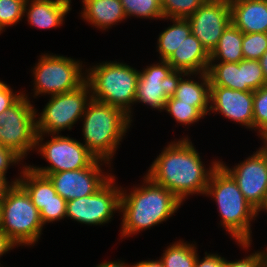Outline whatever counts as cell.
Returning <instances> with one entry per match:
<instances>
[{"instance_id": "cell-1", "label": "cell", "mask_w": 267, "mask_h": 267, "mask_svg": "<svg viewBox=\"0 0 267 267\" xmlns=\"http://www.w3.org/2000/svg\"><path fill=\"white\" fill-rule=\"evenodd\" d=\"M190 137L168 143L146 172L153 182L171 191L184 203L190 195H205L210 177L219 160L206 168Z\"/></svg>"}, {"instance_id": "cell-2", "label": "cell", "mask_w": 267, "mask_h": 267, "mask_svg": "<svg viewBox=\"0 0 267 267\" xmlns=\"http://www.w3.org/2000/svg\"><path fill=\"white\" fill-rule=\"evenodd\" d=\"M183 204L171 191L144 175L143 183L133 185L129 193L121 188V239L167 221Z\"/></svg>"}, {"instance_id": "cell-3", "label": "cell", "mask_w": 267, "mask_h": 267, "mask_svg": "<svg viewBox=\"0 0 267 267\" xmlns=\"http://www.w3.org/2000/svg\"><path fill=\"white\" fill-rule=\"evenodd\" d=\"M206 196L216 202L220 225L231 234L233 240L248 251L252 245L251 222L258 216L257 210L245 199L236 181L219 164L213 171L206 189Z\"/></svg>"}, {"instance_id": "cell-4", "label": "cell", "mask_w": 267, "mask_h": 267, "mask_svg": "<svg viewBox=\"0 0 267 267\" xmlns=\"http://www.w3.org/2000/svg\"><path fill=\"white\" fill-rule=\"evenodd\" d=\"M81 119L84 145L96 159L111 164L131 126L128 115L122 109L91 99Z\"/></svg>"}, {"instance_id": "cell-5", "label": "cell", "mask_w": 267, "mask_h": 267, "mask_svg": "<svg viewBox=\"0 0 267 267\" xmlns=\"http://www.w3.org/2000/svg\"><path fill=\"white\" fill-rule=\"evenodd\" d=\"M85 69L92 99L122 109L133 122L139 70L117 61H103Z\"/></svg>"}, {"instance_id": "cell-6", "label": "cell", "mask_w": 267, "mask_h": 267, "mask_svg": "<svg viewBox=\"0 0 267 267\" xmlns=\"http://www.w3.org/2000/svg\"><path fill=\"white\" fill-rule=\"evenodd\" d=\"M43 223L39 210L19 183L11 184L2 199L0 229L19 246H34L40 239Z\"/></svg>"}, {"instance_id": "cell-7", "label": "cell", "mask_w": 267, "mask_h": 267, "mask_svg": "<svg viewBox=\"0 0 267 267\" xmlns=\"http://www.w3.org/2000/svg\"><path fill=\"white\" fill-rule=\"evenodd\" d=\"M34 65L31 68L34 98L42 94L52 96L70 92L86 82L83 61L71 57L42 53Z\"/></svg>"}, {"instance_id": "cell-8", "label": "cell", "mask_w": 267, "mask_h": 267, "mask_svg": "<svg viewBox=\"0 0 267 267\" xmlns=\"http://www.w3.org/2000/svg\"><path fill=\"white\" fill-rule=\"evenodd\" d=\"M49 97L42 112L39 114L36 110L37 134H60L66 129L71 130L81 120L92 99L87 82L73 91Z\"/></svg>"}, {"instance_id": "cell-9", "label": "cell", "mask_w": 267, "mask_h": 267, "mask_svg": "<svg viewBox=\"0 0 267 267\" xmlns=\"http://www.w3.org/2000/svg\"><path fill=\"white\" fill-rule=\"evenodd\" d=\"M44 136L50 140L44 142ZM43 156L48 166L28 165L38 174H51L67 170H77L90 166L96 157L78 140L61 134H37L35 151Z\"/></svg>"}, {"instance_id": "cell-10", "label": "cell", "mask_w": 267, "mask_h": 267, "mask_svg": "<svg viewBox=\"0 0 267 267\" xmlns=\"http://www.w3.org/2000/svg\"><path fill=\"white\" fill-rule=\"evenodd\" d=\"M23 96L6 111L0 114V145L13 150L23 160L35 150L36 108Z\"/></svg>"}, {"instance_id": "cell-11", "label": "cell", "mask_w": 267, "mask_h": 267, "mask_svg": "<svg viewBox=\"0 0 267 267\" xmlns=\"http://www.w3.org/2000/svg\"><path fill=\"white\" fill-rule=\"evenodd\" d=\"M113 176L94 194L67 202L66 218L85 225H104L120 211L121 188ZM117 211V212H116Z\"/></svg>"}, {"instance_id": "cell-12", "label": "cell", "mask_w": 267, "mask_h": 267, "mask_svg": "<svg viewBox=\"0 0 267 267\" xmlns=\"http://www.w3.org/2000/svg\"><path fill=\"white\" fill-rule=\"evenodd\" d=\"M186 72L175 70L165 60H159L139 70L134 105L142 103L163 111L168 98L173 97L180 79Z\"/></svg>"}, {"instance_id": "cell-13", "label": "cell", "mask_w": 267, "mask_h": 267, "mask_svg": "<svg viewBox=\"0 0 267 267\" xmlns=\"http://www.w3.org/2000/svg\"><path fill=\"white\" fill-rule=\"evenodd\" d=\"M105 164L111 168L109 162L96 159L86 168L41 175L47 176L57 194L68 202L94 194L113 176L109 171L102 172Z\"/></svg>"}, {"instance_id": "cell-14", "label": "cell", "mask_w": 267, "mask_h": 267, "mask_svg": "<svg viewBox=\"0 0 267 267\" xmlns=\"http://www.w3.org/2000/svg\"><path fill=\"white\" fill-rule=\"evenodd\" d=\"M220 165L236 181L245 199L258 211L267 193V153L259 147L233 168L221 160Z\"/></svg>"}, {"instance_id": "cell-15", "label": "cell", "mask_w": 267, "mask_h": 267, "mask_svg": "<svg viewBox=\"0 0 267 267\" xmlns=\"http://www.w3.org/2000/svg\"><path fill=\"white\" fill-rule=\"evenodd\" d=\"M187 20L191 25V33L211 54L222 33L231 24L230 3L227 0H206Z\"/></svg>"}, {"instance_id": "cell-16", "label": "cell", "mask_w": 267, "mask_h": 267, "mask_svg": "<svg viewBox=\"0 0 267 267\" xmlns=\"http://www.w3.org/2000/svg\"><path fill=\"white\" fill-rule=\"evenodd\" d=\"M211 111L253 130V91L210 86V114Z\"/></svg>"}, {"instance_id": "cell-17", "label": "cell", "mask_w": 267, "mask_h": 267, "mask_svg": "<svg viewBox=\"0 0 267 267\" xmlns=\"http://www.w3.org/2000/svg\"><path fill=\"white\" fill-rule=\"evenodd\" d=\"M71 0H27L24 15L30 26L50 30L62 26L71 11Z\"/></svg>"}, {"instance_id": "cell-18", "label": "cell", "mask_w": 267, "mask_h": 267, "mask_svg": "<svg viewBox=\"0 0 267 267\" xmlns=\"http://www.w3.org/2000/svg\"><path fill=\"white\" fill-rule=\"evenodd\" d=\"M231 23L242 33H267V0H233Z\"/></svg>"}, {"instance_id": "cell-19", "label": "cell", "mask_w": 267, "mask_h": 267, "mask_svg": "<svg viewBox=\"0 0 267 267\" xmlns=\"http://www.w3.org/2000/svg\"><path fill=\"white\" fill-rule=\"evenodd\" d=\"M167 62L173 69L186 73L207 72L210 64V54L191 33L183 40Z\"/></svg>"}, {"instance_id": "cell-20", "label": "cell", "mask_w": 267, "mask_h": 267, "mask_svg": "<svg viewBox=\"0 0 267 267\" xmlns=\"http://www.w3.org/2000/svg\"><path fill=\"white\" fill-rule=\"evenodd\" d=\"M80 17L97 29L105 30L126 20L120 0H82Z\"/></svg>"}, {"instance_id": "cell-21", "label": "cell", "mask_w": 267, "mask_h": 267, "mask_svg": "<svg viewBox=\"0 0 267 267\" xmlns=\"http://www.w3.org/2000/svg\"><path fill=\"white\" fill-rule=\"evenodd\" d=\"M191 75L195 78L197 76L199 80H194ZM210 86L207 72L186 73L180 79L173 97L180 100V103H194L204 115H210Z\"/></svg>"}, {"instance_id": "cell-22", "label": "cell", "mask_w": 267, "mask_h": 267, "mask_svg": "<svg viewBox=\"0 0 267 267\" xmlns=\"http://www.w3.org/2000/svg\"><path fill=\"white\" fill-rule=\"evenodd\" d=\"M21 168L18 182L28 192L33 204L39 211L50 202H59V195L47 176L34 172L28 167V164H22Z\"/></svg>"}, {"instance_id": "cell-23", "label": "cell", "mask_w": 267, "mask_h": 267, "mask_svg": "<svg viewBox=\"0 0 267 267\" xmlns=\"http://www.w3.org/2000/svg\"><path fill=\"white\" fill-rule=\"evenodd\" d=\"M211 86H221L239 91H252L243 76V60L233 62H210L207 71Z\"/></svg>"}, {"instance_id": "cell-24", "label": "cell", "mask_w": 267, "mask_h": 267, "mask_svg": "<svg viewBox=\"0 0 267 267\" xmlns=\"http://www.w3.org/2000/svg\"><path fill=\"white\" fill-rule=\"evenodd\" d=\"M170 20L173 24L159 33L157 39V52L159 59L167 61L180 44L191 34V25L187 19L182 18H163Z\"/></svg>"}, {"instance_id": "cell-25", "label": "cell", "mask_w": 267, "mask_h": 267, "mask_svg": "<svg viewBox=\"0 0 267 267\" xmlns=\"http://www.w3.org/2000/svg\"><path fill=\"white\" fill-rule=\"evenodd\" d=\"M243 33L232 23L226 28L216 48L210 54V62L238 63L244 59L242 52Z\"/></svg>"}, {"instance_id": "cell-26", "label": "cell", "mask_w": 267, "mask_h": 267, "mask_svg": "<svg viewBox=\"0 0 267 267\" xmlns=\"http://www.w3.org/2000/svg\"><path fill=\"white\" fill-rule=\"evenodd\" d=\"M163 251L160 259L164 267H194L198 255L196 244L184 240L173 242Z\"/></svg>"}, {"instance_id": "cell-27", "label": "cell", "mask_w": 267, "mask_h": 267, "mask_svg": "<svg viewBox=\"0 0 267 267\" xmlns=\"http://www.w3.org/2000/svg\"><path fill=\"white\" fill-rule=\"evenodd\" d=\"M174 120L184 126L191 125L206 117L194 103H180L174 97L168 98L164 109Z\"/></svg>"}, {"instance_id": "cell-28", "label": "cell", "mask_w": 267, "mask_h": 267, "mask_svg": "<svg viewBox=\"0 0 267 267\" xmlns=\"http://www.w3.org/2000/svg\"><path fill=\"white\" fill-rule=\"evenodd\" d=\"M127 18L163 19L161 5L157 0H120Z\"/></svg>"}, {"instance_id": "cell-29", "label": "cell", "mask_w": 267, "mask_h": 267, "mask_svg": "<svg viewBox=\"0 0 267 267\" xmlns=\"http://www.w3.org/2000/svg\"><path fill=\"white\" fill-rule=\"evenodd\" d=\"M206 0H161V10L164 18L187 19L193 15Z\"/></svg>"}, {"instance_id": "cell-30", "label": "cell", "mask_w": 267, "mask_h": 267, "mask_svg": "<svg viewBox=\"0 0 267 267\" xmlns=\"http://www.w3.org/2000/svg\"><path fill=\"white\" fill-rule=\"evenodd\" d=\"M253 130L259 137L267 131V85L253 91Z\"/></svg>"}, {"instance_id": "cell-31", "label": "cell", "mask_w": 267, "mask_h": 267, "mask_svg": "<svg viewBox=\"0 0 267 267\" xmlns=\"http://www.w3.org/2000/svg\"><path fill=\"white\" fill-rule=\"evenodd\" d=\"M27 0H0V31L15 26L24 17Z\"/></svg>"}, {"instance_id": "cell-32", "label": "cell", "mask_w": 267, "mask_h": 267, "mask_svg": "<svg viewBox=\"0 0 267 267\" xmlns=\"http://www.w3.org/2000/svg\"><path fill=\"white\" fill-rule=\"evenodd\" d=\"M267 51V33H243L244 59L258 60Z\"/></svg>"}, {"instance_id": "cell-33", "label": "cell", "mask_w": 267, "mask_h": 267, "mask_svg": "<svg viewBox=\"0 0 267 267\" xmlns=\"http://www.w3.org/2000/svg\"><path fill=\"white\" fill-rule=\"evenodd\" d=\"M244 83L252 90L266 86L265 77L258 60L243 59Z\"/></svg>"}, {"instance_id": "cell-34", "label": "cell", "mask_w": 267, "mask_h": 267, "mask_svg": "<svg viewBox=\"0 0 267 267\" xmlns=\"http://www.w3.org/2000/svg\"><path fill=\"white\" fill-rule=\"evenodd\" d=\"M67 201L59 195V202H50L39 211L40 218L45 226L47 223H53L66 218Z\"/></svg>"}, {"instance_id": "cell-35", "label": "cell", "mask_w": 267, "mask_h": 267, "mask_svg": "<svg viewBox=\"0 0 267 267\" xmlns=\"http://www.w3.org/2000/svg\"><path fill=\"white\" fill-rule=\"evenodd\" d=\"M225 267H267L266 249L256 251L236 261H228L226 259Z\"/></svg>"}, {"instance_id": "cell-36", "label": "cell", "mask_w": 267, "mask_h": 267, "mask_svg": "<svg viewBox=\"0 0 267 267\" xmlns=\"http://www.w3.org/2000/svg\"><path fill=\"white\" fill-rule=\"evenodd\" d=\"M24 160L13 150L0 145V175L6 178L7 170L13 165L22 164ZM20 163V164H19Z\"/></svg>"}, {"instance_id": "cell-37", "label": "cell", "mask_w": 267, "mask_h": 267, "mask_svg": "<svg viewBox=\"0 0 267 267\" xmlns=\"http://www.w3.org/2000/svg\"><path fill=\"white\" fill-rule=\"evenodd\" d=\"M14 89L8 84H4L0 88V114L14 105L22 96L25 91L14 92Z\"/></svg>"}, {"instance_id": "cell-38", "label": "cell", "mask_w": 267, "mask_h": 267, "mask_svg": "<svg viewBox=\"0 0 267 267\" xmlns=\"http://www.w3.org/2000/svg\"><path fill=\"white\" fill-rule=\"evenodd\" d=\"M226 258L218 255L217 253L205 252V257L200 259L197 255V259L194 267H225Z\"/></svg>"}, {"instance_id": "cell-39", "label": "cell", "mask_w": 267, "mask_h": 267, "mask_svg": "<svg viewBox=\"0 0 267 267\" xmlns=\"http://www.w3.org/2000/svg\"><path fill=\"white\" fill-rule=\"evenodd\" d=\"M17 245L0 229V257L16 248ZM1 267V263H0ZM3 267V266H2Z\"/></svg>"}, {"instance_id": "cell-40", "label": "cell", "mask_w": 267, "mask_h": 267, "mask_svg": "<svg viewBox=\"0 0 267 267\" xmlns=\"http://www.w3.org/2000/svg\"><path fill=\"white\" fill-rule=\"evenodd\" d=\"M18 181H19V177H16L15 179H13V181L11 179V182H10L9 180H7V178L0 175V199H3L8 187L13 183H17Z\"/></svg>"}, {"instance_id": "cell-41", "label": "cell", "mask_w": 267, "mask_h": 267, "mask_svg": "<svg viewBox=\"0 0 267 267\" xmlns=\"http://www.w3.org/2000/svg\"><path fill=\"white\" fill-rule=\"evenodd\" d=\"M95 267H134V264H128L122 260H114V261H105V262H102L98 265H96Z\"/></svg>"}, {"instance_id": "cell-42", "label": "cell", "mask_w": 267, "mask_h": 267, "mask_svg": "<svg viewBox=\"0 0 267 267\" xmlns=\"http://www.w3.org/2000/svg\"><path fill=\"white\" fill-rule=\"evenodd\" d=\"M134 267H164L162 260L159 258L158 260H143L137 263H134Z\"/></svg>"}, {"instance_id": "cell-43", "label": "cell", "mask_w": 267, "mask_h": 267, "mask_svg": "<svg viewBox=\"0 0 267 267\" xmlns=\"http://www.w3.org/2000/svg\"><path fill=\"white\" fill-rule=\"evenodd\" d=\"M259 62H260L261 68L263 70V74H264L266 85H267V51L259 59Z\"/></svg>"}, {"instance_id": "cell-44", "label": "cell", "mask_w": 267, "mask_h": 267, "mask_svg": "<svg viewBox=\"0 0 267 267\" xmlns=\"http://www.w3.org/2000/svg\"><path fill=\"white\" fill-rule=\"evenodd\" d=\"M260 138L263 141L261 148L267 153V131Z\"/></svg>"}, {"instance_id": "cell-45", "label": "cell", "mask_w": 267, "mask_h": 267, "mask_svg": "<svg viewBox=\"0 0 267 267\" xmlns=\"http://www.w3.org/2000/svg\"><path fill=\"white\" fill-rule=\"evenodd\" d=\"M261 211L267 212V193H266V197L264 199V203H263L262 207L257 211V214L259 215V213Z\"/></svg>"}, {"instance_id": "cell-46", "label": "cell", "mask_w": 267, "mask_h": 267, "mask_svg": "<svg viewBox=\"0 0 267 267\" xmlns=\"http://www.w3.org/2000/svg\"><path fill=\"white\" fill-rule=\"evenodd\" d=\"M2 219V199H0V223Z\"/></svg>"}, {"instance_id": "cell-47", "label": "cell", "mask_w": 267, "mask_h": 267, "mask_svg": "<svg viewBox=\"0 0 267 267\" xmlns=\"http://www.w3.org/2000/svg\"><path fill=\"white\" fill-rule=\"evenodd\" d=\"M4 84H5V82L0 80V88H1Z\"/></svg>"}]
</instances>
